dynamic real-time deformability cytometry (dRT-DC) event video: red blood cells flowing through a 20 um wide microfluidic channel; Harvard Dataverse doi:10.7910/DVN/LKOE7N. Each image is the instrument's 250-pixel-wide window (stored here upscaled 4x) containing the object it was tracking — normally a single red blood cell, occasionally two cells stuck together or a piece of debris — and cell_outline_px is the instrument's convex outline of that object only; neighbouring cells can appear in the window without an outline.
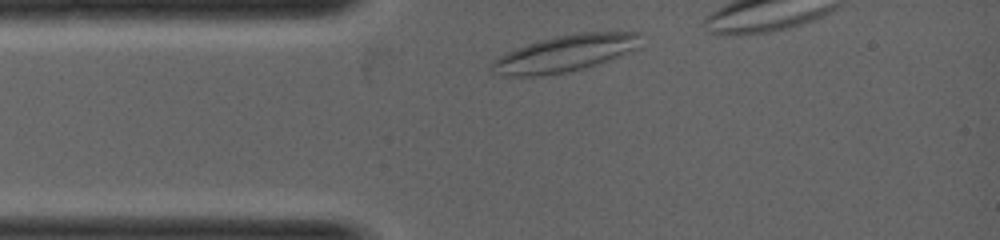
{"species": "common noctule bat (a hibernating species)", "species_latin": "Nyctalus noctula", "temperature_condition": "warm", "stored_images_in_passage": 11, "camera_frame_rate_fps": 5000, "um_per_image_px": 0.085, "animal": {"sex": "female", "body_mass_g": 19.0, "forearm_length_mm": 53.3}, "frame": {"image": 1, "passage_image": 1, "time_ms": 0.0, "image_size_px": [1000, 240], "cell_outline_px": [[640, 32], [636, 48], [620, 56], [596, 64], [568, 72], [540, 76], [500, 76], [492, 72], [488, 64], [492, 60], [516, 48], [540, 40], [556, 36], [580, 32]], "centroid_in_image_um": [47.94, 4.55], "position_along_channel_um": 37.1, "area_um2": 31.56}}
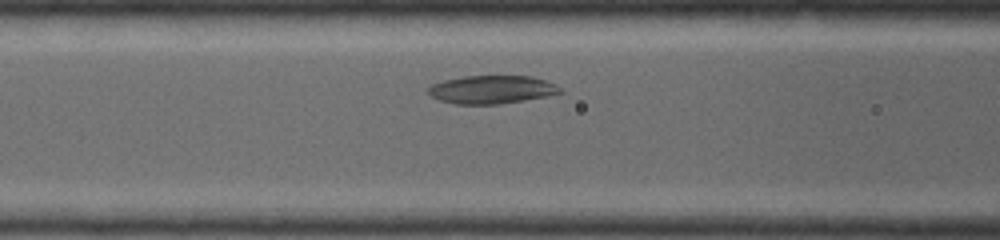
{"frame": {"image": 2, "passage_image": 7, "time_ms": 1.2, "image_size_px": [1000, 240], "cell_outline_px": [[564, 92], [524, 100], [500, 104], [456, 104], [440, 100], [432, 96], [428, 92], [428, 84], [444, 80], [464, 76], [532, 76], [556, 84]], "centroid_in_image_um": [41.77, 7.6], "position_along_channel_um": 124.8, "area_um2": 21.62}}
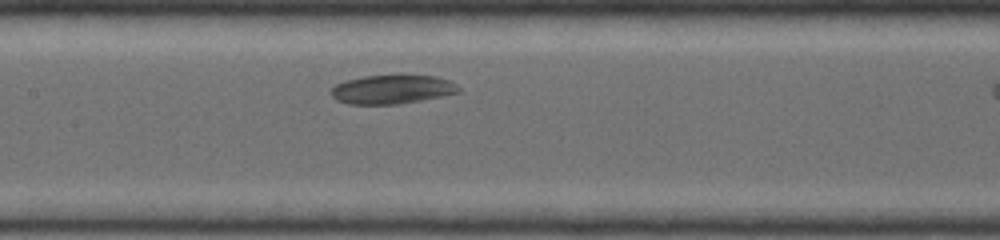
{"frame": {"image": 3, "passage_image": 10, "time_ms": 1.8, "image_size_px": [1000, 240], "cell_outline_px": [[460, 92], [420, 100], [396, 104], [348, 104], [336, 100], [328, 92], [336, 84], [348, 80], [364, 76], [400, 72], [404, 72], [436, 76], [448, 80], [456, 84], [460, 88]], "centroid_in_image_um": [33.33, 7.54], "position_along_channel_um": 174.1, "area_um2": 22.25}}